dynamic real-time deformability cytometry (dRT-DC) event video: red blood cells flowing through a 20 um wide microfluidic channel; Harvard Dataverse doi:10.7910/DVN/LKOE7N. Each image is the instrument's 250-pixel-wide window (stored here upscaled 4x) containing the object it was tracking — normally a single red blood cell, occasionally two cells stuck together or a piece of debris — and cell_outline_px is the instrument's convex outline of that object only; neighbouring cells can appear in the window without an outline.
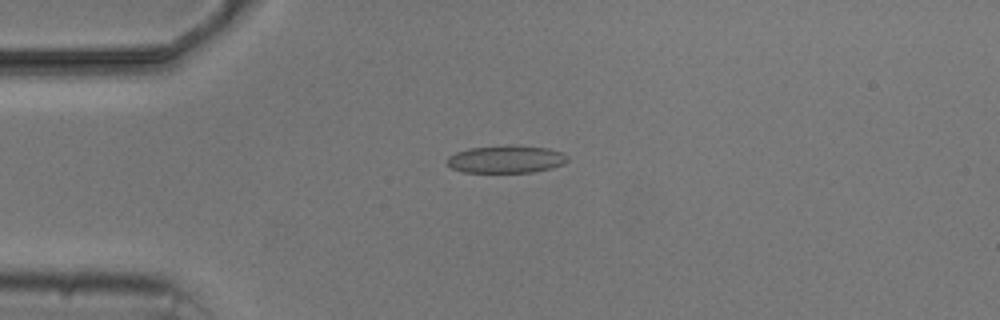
{"species": "common noctule bat (a hibernating species)", "species_latin": "Nyctalus noctula", "temperature_condition": "cold", "stored_images_in_passage": 4, "camera_frame_rate_fps": 3000, "um_per_image_px": 0.085, "animal": {"sex": "male", "body_mass_g": 20.5, "forearm_length_mm": 52.5}, "frame": {"image": 1, "passage_image": 1, "time_ms": 0.0, "image_size_px": [1000, 320], "cell_outline_px": [[568, 160], [564, 164], [552, 168], [532, 172], [464, 172], [452, 168], [444, 160], [448, 156], [456, 152], [472, 148], [548, 148], [564, 152], [568, 156]], "centroid_in_image_um": [43.03, 13.58], "position_along_channel_um": 42.0, "area_um2": 18.5}}
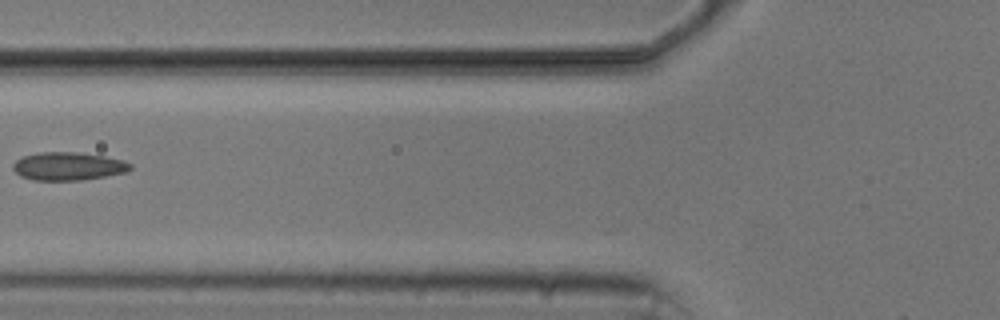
{"frame": {"image": 2, "passage_image": 3, "time_ms": 2.667, "image_size_px": [1000, 320], "cell_outline_px": [[132, 168], [128, 172], [80, 180], [32, 180], [20, 176], [12, 168], [12, 164], [16, 160], [24, 156], [36, 152], [76, 152], [104, 156], [124, 160], [132, 164]], "centroid_in_image_um": [5.79, 14.12], "position_along_channel_um": 120.0, "area_um2": 19.31}}